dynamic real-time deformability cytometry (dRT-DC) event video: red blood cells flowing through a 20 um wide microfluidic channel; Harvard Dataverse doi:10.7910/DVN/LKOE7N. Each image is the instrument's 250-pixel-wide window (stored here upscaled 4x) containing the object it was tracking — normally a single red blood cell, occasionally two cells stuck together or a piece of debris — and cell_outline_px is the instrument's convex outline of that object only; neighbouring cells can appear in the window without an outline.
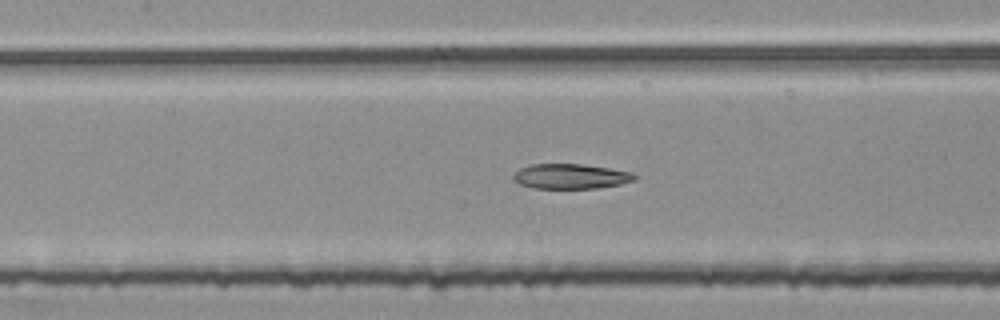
{"species": "common noctule bat (a hibernating species)", "species_latin": "Nyctalus noctula", "temperature_condition": "room temperature", "stored_images_in_passage": 54, "segment_of_instrument_passage": [2, 2], "camera_frame_rate_fps": 3000, "um_per_image_px": 0.085, "animal": {"sex": "female", "body_mass_g": 25.1}, "frame": {"image": 1, "passage_image": 25, "time_ms": 8.0, "image_size_px": [1000, 320], "cell_outline_px": [[636, 180], [620, 184], [596, 188], [532, 188], [520, 184], [512, 180], [512, 176], [520, 168], [532, 164], [580, 164], [608, 168], [632, 172], [636, 176]], "centroid_in_image_um": [48.48, 14.99], "position_along_channel_um": 158.9, "area_um2": 17.57}}
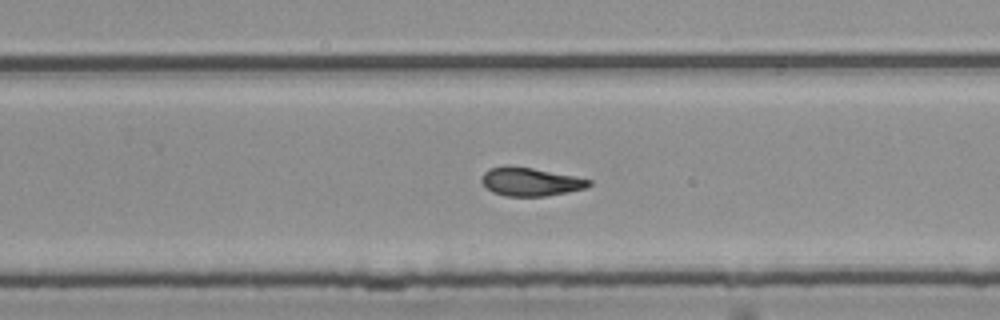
{"frame": {"image": 2, "passage_image": 35, "time_ms": 11.333, "image_size_px": [1000, 320], "cell_outline_px": [[592, 184], [584, 188], [568, 192], [548, 196], [504, 196], [492, 192], [480, 180], [484, 172], [488, 168], [508, 164], [532, 168], [592, 180]], "centroid_in_image_um": [45.04, 15.44], "position_along_channel_um": 284.8, "area_um2": 17.8}}
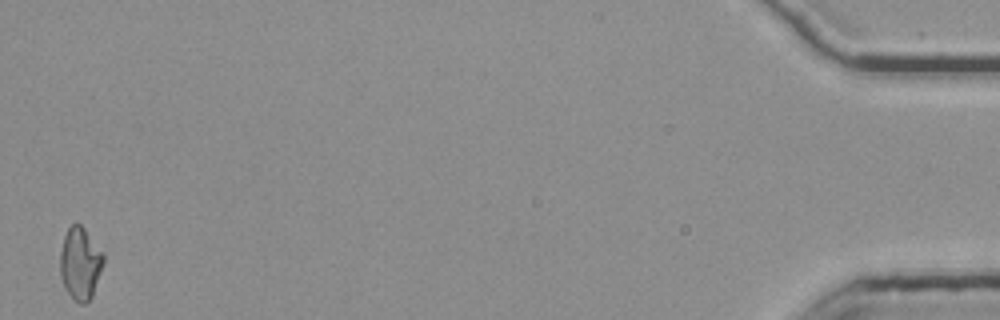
{"frame": {"image": 3, "passage_image": 54, "time_ms": 17.667, "image_size_px": [1000, 320], "cell_outline_px": [[104, 264], [92, 296], [84, 304], [80, 304], [68, 292], [60, 276], [60, 252], [64, 236], [68, 228], [72, 224], [80, 224], [84, 228], [104, 252]], "centroid_in_image_um": [6.84, 22.37], "position_along_channel_um": 428.4, "area_um2": 18.21}}